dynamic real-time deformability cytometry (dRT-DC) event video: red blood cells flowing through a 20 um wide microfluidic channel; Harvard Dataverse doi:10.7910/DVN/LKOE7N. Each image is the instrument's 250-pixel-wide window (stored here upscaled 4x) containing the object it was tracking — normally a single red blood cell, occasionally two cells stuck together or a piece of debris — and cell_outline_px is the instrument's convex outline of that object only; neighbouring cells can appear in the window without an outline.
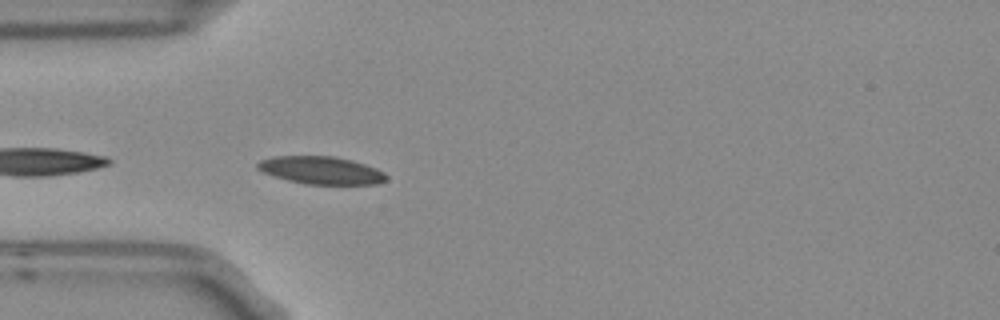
{"species": "Egyptian fruit bat (a non-hibernating species)", "species_latin": "Rousettus aegyptiacus", "temperature_condition": "room temperature", "stored_images_in_passage": 2, "camera_frame_rate_fps": 3000, "um_per_image_px": 0.085, "frame": {"image": 1, "passage_image": 2, "time_ms": 0.333, "image_size_px": [1000, 320], "cell_outline_px": [[388, 180], [376, 184], [304, 184], [288, 180], [264, 172], [256, 168], [256, 164], [260, 160], [272, 156], [332, 156], [352, 160], [376, 168], [384, 172], [388, 176]], "centroid_in_image_um": [27.31, 14.47], "position_along_channel_um": 57.7, "area_um2": 20.75}}